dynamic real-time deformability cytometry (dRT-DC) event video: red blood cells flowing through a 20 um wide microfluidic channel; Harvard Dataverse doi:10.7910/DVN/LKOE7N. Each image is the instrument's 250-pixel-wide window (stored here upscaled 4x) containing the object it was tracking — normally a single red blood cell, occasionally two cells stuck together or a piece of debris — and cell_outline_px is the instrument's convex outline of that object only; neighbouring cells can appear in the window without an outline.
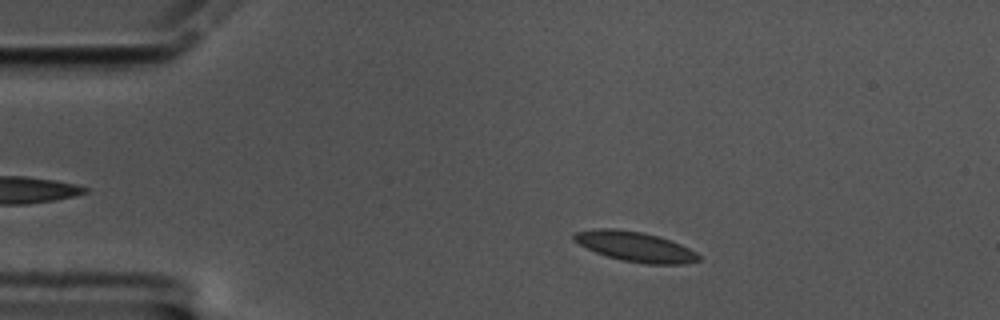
{"species": "common noctule bat (a hibernating species)", "species_latin": "Nyctalus noctula", "temperature_condition": "cold", "stored_images_in_passage": 49, "camera_frame_rate_fps": 3000, "um_per_image_px": 0.085, "animal": {"sex": "male", "body_mass_g": 17.5, "forearm_length_mm": 52.3}, "frame": {"image": 1, "passage_image": 8, "time_ms": 2.333, "image_size_px": [1000, 320], "cell_outline_px": [[700, 260], [684, 264], [644, 264], [620, 260], [596, 252], [572, 240], [572, 232], [596, 228], [616, 228], [644, 232], [660, 236], [680, 244], [696, 252], [700, 256]], "centroid_in_image_um": [53.97, 20.95], "position_along_channel_um": 31.0, "area_um2": 21.96}}
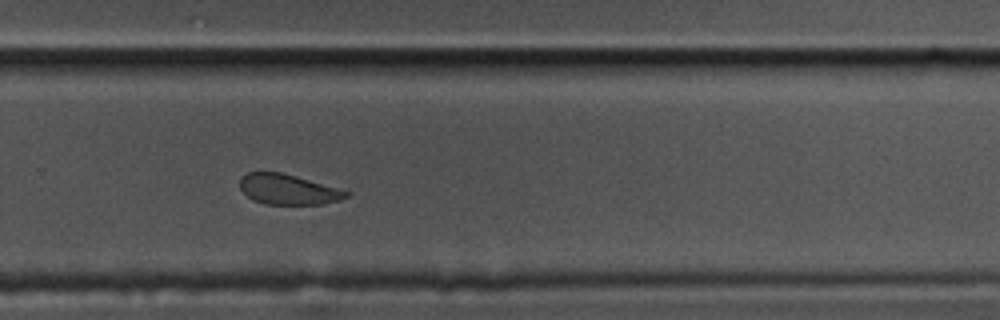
{"frame": {"image": 2, "passage_image": 37, "time_ms": 12.0, "image_size_px": [1000, 320], "cell_outline_px": [[352, 192], [348, 196], [340, 200], [324, 204], [264, 204], [252, 200], [240, 188], [240, 176], [248, 172], [280, 172], [296, 176]], "centroid_in_image_um": [24.49, 16.1], "position_along_channel_um": 305.3, "area_um2": 18.79}}
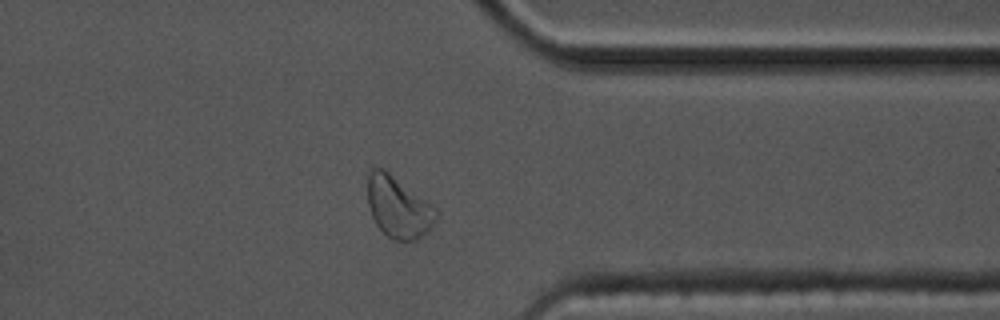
{"frame": {"image": 3, "passage_image": 44, "time_ms": 14.333, "image_size_px": [1000, 320], "cell_outline_px": [[436, 220], [432, 228], [428, 232], [416, 240], [392, 240], [376, 224], [372, 216], [368, 204], [368, 172], [372, 168], [384, 168], [432, 204], [436, 208]], "centroid_in_image_um": [33.86, 17.6], "position_along_channel_um": 377.5, "area_um2": 24.51}, "authors_computed_cell_mechanics": {"area_um2": 20.6346, "velocity_mm_per_s": 3.3501, "shape_relaxation_time_tau1_ms": 6.0075, "shape_relaxation_time_tau2_ms": 1.2298, "deformation_change_tau1": 0.0992, "deformation_change_tau2": 0.0774}}